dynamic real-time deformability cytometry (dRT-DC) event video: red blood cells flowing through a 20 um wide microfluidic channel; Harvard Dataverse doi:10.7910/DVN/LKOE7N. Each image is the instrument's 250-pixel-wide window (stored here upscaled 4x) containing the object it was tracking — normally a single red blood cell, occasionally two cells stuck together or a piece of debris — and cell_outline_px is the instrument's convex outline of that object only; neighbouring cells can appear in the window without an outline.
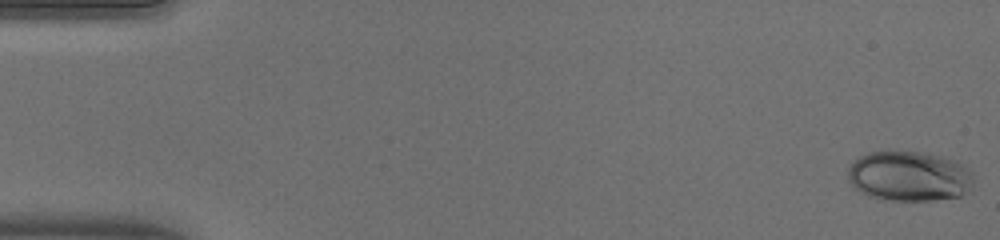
{"species": "human", "species_latin": "Homo sapiens", "temperature_condition": "warm", "stored_images_in_passage": 51, "camera_frame_rate_fps": 3000, "um_per_image_px": 0.085, "donor": {"sex": "male"}, "frame": {"image": 1, "passage_image": 1, "time_ms": 0.0, "image_size_px": [1000, 240], "cell_outline_px": [[972, 188], [960, 196], [932, 200], [880, 200], [868, 196], [856, 188], [848, 180], [848, 168], [860, 156], [868, 152], [920, 152], [952, 160], [968, 168], [972, 172]], "centroid_in_image_um": [77.26, 15.0], "position_along_channel_um": 7.7, "area_um2": 36.3}}
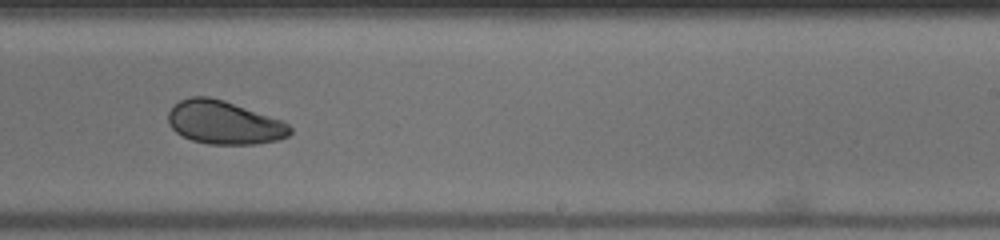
{"frame": {"image": 2, "passage_image": 32, "time_ms": 10.333, "image_size_px": [1000, 240], "cell_outline_px": [[292, 132], [288, 136], [276, 140], [256, 144], [208, 144], [192, 140], [176, 132], [168, 124], [168, 112], [180, 100], [192, 96], [208, 96], [224, 100], [280, 120], [288, 124], [292, 128]], "centroid_in_image_um": [19.03, 10.42], "position_along_channel_um": 270.0, "area_um2": 30.52}}
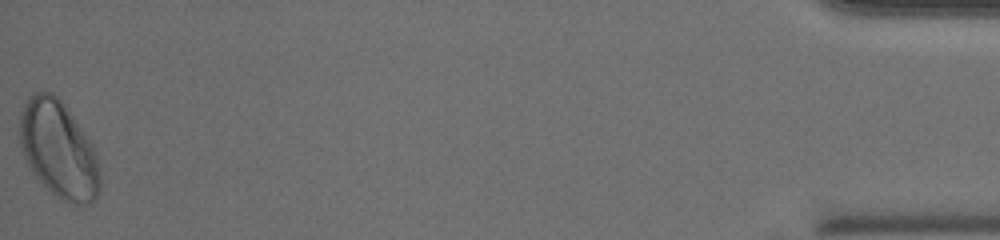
{"frame": {"image": 3, "passage_image": 51, "time_ms": 16.667, "image_size_px": [1000, 240], "cell_outline_px": [[100, 188], [96, 196], [88, 204], [68, 204], [56, 196], [40, 184], [32, 172], [24, 156], [20, 144], [20, 112], [28, 96], [32, 92], [52, 92], [64, 104], [84, 132], [92, 144], [96, 156], [100, 172]], "centroid_in_image_um": [4.96, 12.72], "position_along_channel_um": 430.2, "area_um2": 45.37}, "authors_computed_cell_mechanics": {"area_um2": 32.8882, "velocity_mm_per_s": 4.0445, "shape_relaxation_time_tau1_ms": 4.4242, "shape_relaxation_time_tau2_ms": 1.411, "deformation_change_tau1": 0.1117, "deformation_change_tau2": 0.0364}}